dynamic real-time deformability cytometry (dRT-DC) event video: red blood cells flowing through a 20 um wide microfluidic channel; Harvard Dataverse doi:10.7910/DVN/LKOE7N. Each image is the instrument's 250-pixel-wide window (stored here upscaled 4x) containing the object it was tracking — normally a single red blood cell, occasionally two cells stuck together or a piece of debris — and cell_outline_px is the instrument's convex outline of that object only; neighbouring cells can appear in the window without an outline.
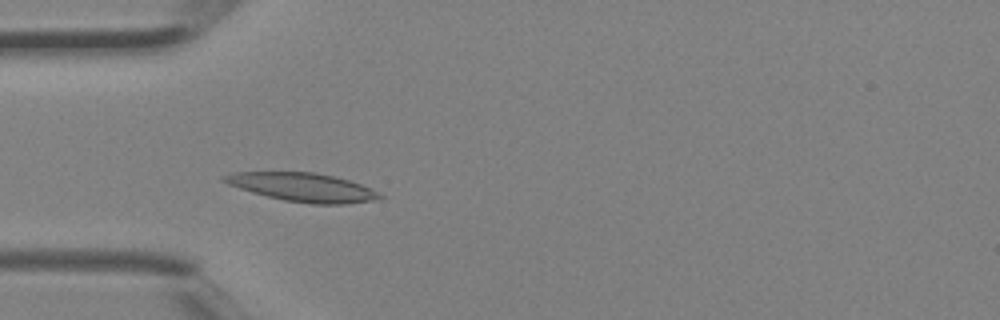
{"species": "Egyptian fruit bat (a non-hibernating species)", "species_latin": "Rousettus aegyptiacus", "temperature_condition": "room temperature", "stored_images_in_passage": 4, "camera_frame_rate_fps": 3000, "um_per_image_px": 0.085, "animal": {"sex": "female"}, "frame": {"image": 1, "passage_image": 4, "time_ms": 1.0, "image_size_px": [1000, 320], "cell_outline_px": [[384, 196], [380, 200], [344, 204], [312, 204], [284, 200], [252, 192], [228, 184], [220, 180], [220, 176], [232, 172], [312, 172], [332, 176], [348, 180], [360, 184]], "centroid_in_image_um": [25.7, 15.92], "position_along_channel_um": 59.3, "area_um2": 25.78}}